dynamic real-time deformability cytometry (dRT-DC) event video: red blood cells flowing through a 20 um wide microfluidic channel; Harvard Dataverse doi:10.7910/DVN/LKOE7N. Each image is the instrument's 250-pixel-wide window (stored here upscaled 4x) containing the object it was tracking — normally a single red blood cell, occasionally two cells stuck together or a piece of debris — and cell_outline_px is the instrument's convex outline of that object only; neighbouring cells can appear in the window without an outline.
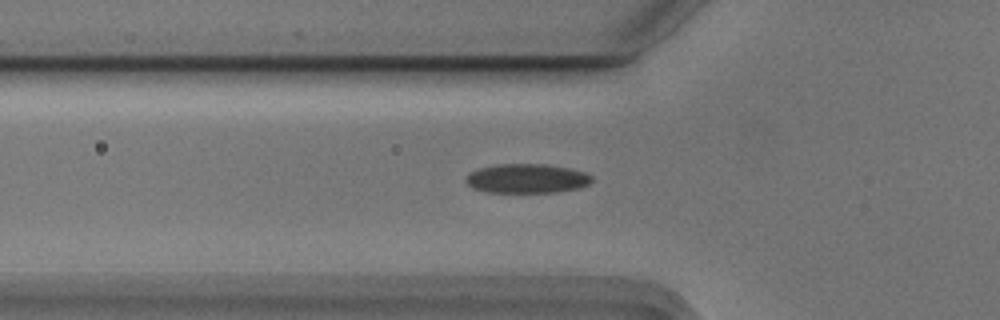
{"species": "Egyptian fruit bat (a non-hibernating species)", "species_latin": "Rousettus aegyptiacus", "temperature_condition": "cold", "stored_images_in_passage": 50, "camera_frame_rate_fps": 3000, "um_per_image_px": 0.085, "animal": {"sex": "male"}, "frame": {"image": 1, "passage_image": 18, "time_ms": 5.667, "image_size_px": [1000, 320], "cell_outline_px": [[592, 180], [588, 184], [580, 188], [556, 192], [488, 192], [472, 188], [464, 180], [472, 172], [480, 168], [496, 164], [548, 164], [568, 168], [584, 172], [592, 176]], "centroid_in_image_um": [44.79, 15.17], "position_along_channel_um": 81.0, "area_um2": 21.39}}
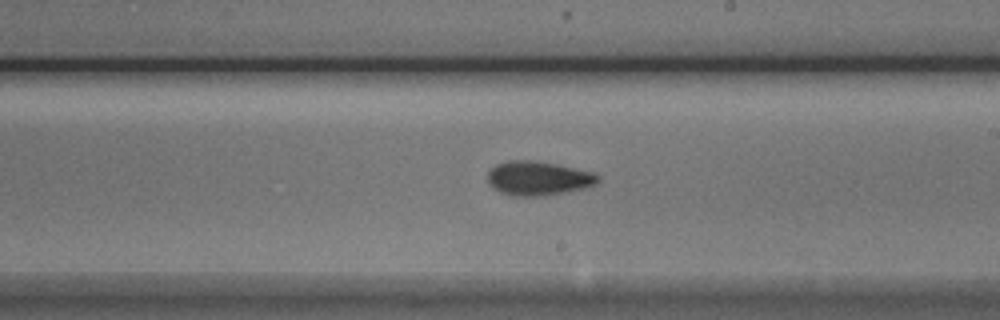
{"frame": {"image": 2, "passage_image": 31, "time_ms": 10.0, "image_size_px": [1000, 320], "cell_outline_px": [[600, 180], [596, 184], [588, 188], [568, 192], [544, 196], [512, 196], [500, 192], [492, 188], [488, 184], [488, 172], [496, 164], [508, 160], [532, 160], [556, 164], [596, 172], [600, 176]], "centroid_in_image_um": [45.79, 15.16], "position_along_channel_um": 243.2, "area_um2": 22.43}}
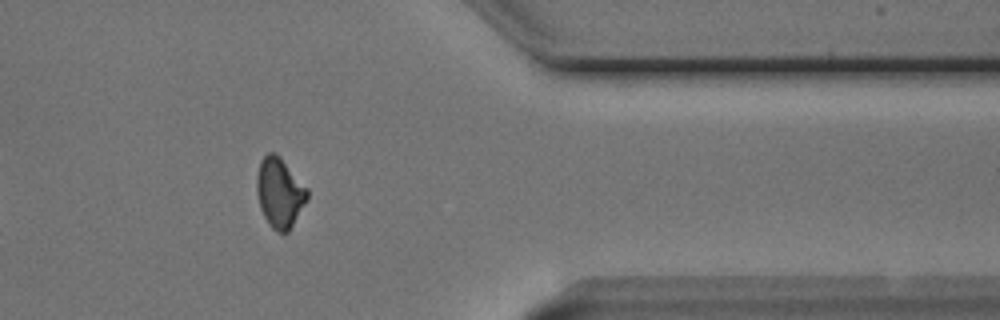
{"frame": {"image": 3, "passage_image": 44, "time_ms": 14.333, "image_size_px": [1000, 320], "cell_outline_px": [[308, 200], [288, 232], [280, 232], [272, 228], [268, 224], [260, 208], [256, 188], [256, 176], [260, 160], [268, 152], [272, 152], [280, 156], [308, 188]], "centroid_in_image_um": [23.77, 16.36], "position_along_channel_um": 387.6, "area_um2": 20.69}, "authors_computed_cell_mechanics": {"area_um2": 20.8947, "velocity_mm_per_s": 3.7364, "shape_relaxation_time_tau1_ms": 5.2656, "shape_relaxation_time_tau2_ms": 7.7213, "deformation_change_tau1": 0.1437, "deformation_change_tau2": 0.1219}}